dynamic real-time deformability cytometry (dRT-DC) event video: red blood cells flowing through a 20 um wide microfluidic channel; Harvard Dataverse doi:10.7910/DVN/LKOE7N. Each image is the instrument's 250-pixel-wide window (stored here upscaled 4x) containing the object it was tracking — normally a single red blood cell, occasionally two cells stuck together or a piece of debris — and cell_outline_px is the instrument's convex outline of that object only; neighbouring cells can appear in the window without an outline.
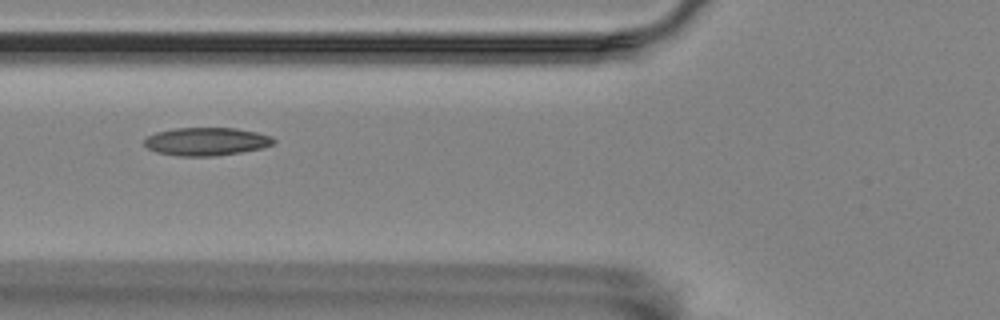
{"species": "Egyptian fruit bat (a non-hibernating species)", "species_latin": "Rousettus aegyptiacus", "temperature_condition": "room temperature", "stored_images_in_passage": 39, "camera_frame_rate_fps": 3000, "um_per_image_px": 0.085, "animal": {"sex": "female"}, "frame": {"image": 1, "passage_image": 4, "time_ms": 1.0, "image_size_px": [1000, 320], "cell_outline_px": [[276, 144], [260, 148], [240, 152], [216, 156], [176, 156], [156, 152], [148, 148], [144, 144], [144, 140], [148, 136], [156, 132], [176, 128], [236, 128], [256, 132], [272, 136], [276, 140]], "centroid_in_image_um": [17.55, 12.03], "position_along_channel_um": 108.2, "area_um2": 21.21}}
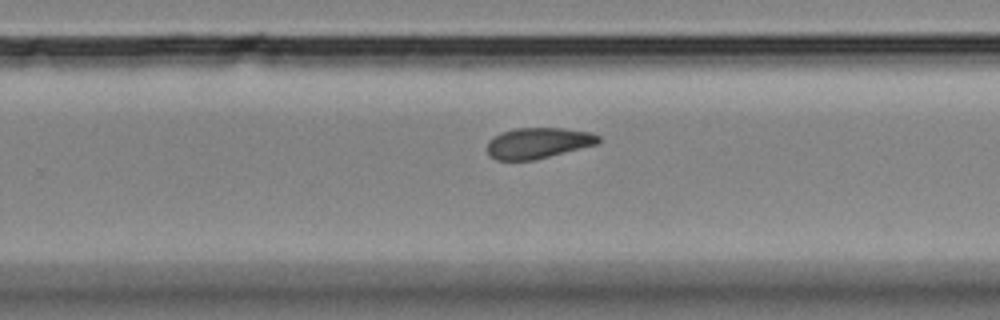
{"frame": {"image": 2, "passage_image": 19, "time_ms": 6.0, "image_size_px": [1000, 320], "cell_outline_px": [[600, 144], [532, 160], [496, 160], [488, 156], [488, 140], [492, 136], [516, 128], [564, 128], [592, 132], [600, 136]], "centroid_in_image_um": [45.76, 12.15], "position_along_channel_um": 284.0, "area_um2": 20.11}}
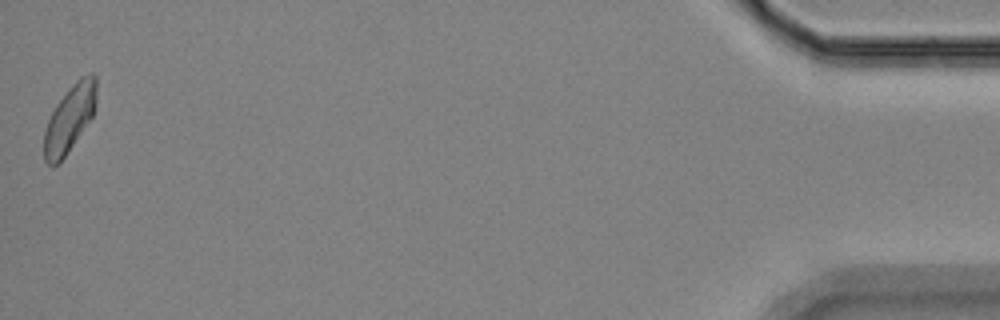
{"frame": {"image": 3, "passage_image": 39, "time_ms": 12.667, "image_size_px": [1000, 320], "cell_outline_px": [[96, 104], [92, 116], [64, 156], [56, 164], [48, 164], [44, 160], [44, 132], [48, 120], [56, 104], [68, 88], [80, 76], [92, 72], [96, 76]], "centroid_in_image_um": [5.92, 10.01], "position_along_channel_um": 429.3, "area_um2": 20.0}}